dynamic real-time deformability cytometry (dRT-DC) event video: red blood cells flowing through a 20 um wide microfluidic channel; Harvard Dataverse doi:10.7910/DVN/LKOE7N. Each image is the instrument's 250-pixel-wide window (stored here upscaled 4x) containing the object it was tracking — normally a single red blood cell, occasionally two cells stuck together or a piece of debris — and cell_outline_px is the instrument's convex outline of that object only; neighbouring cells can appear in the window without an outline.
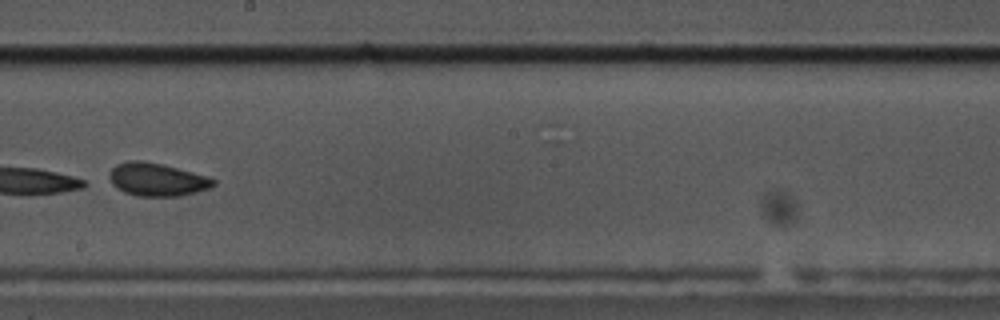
{"species": "common noctule bat (a hibernating species)", "species_latin": "Nyctalus noctula", "temperature_condition": "cold", "stored_images_in_passage": 10, "camera_frame_rate_fps": 3000, "um_per_image_px": 0.085, "animal": {"sex": "male", "body_mass_g": 17.5, "forearm_length_mm": 52.3}, "frame": {"image": 1, "passage_image": 10, "time_ms": 3.0, "image_size_px": [1000, 320], "cell_outline_px": [[216, 184], [208, 188], [196, 192], [180, 196], [136, 196], [124, 192], [116, 188], [112, 184], [108, 176], [108, 172], [116, 164], [128, 160], [140, 160], [160, 164], [208, 176], [216, 180]], "centroid_in_image_um": [13.3, 15.26], "position_along_channel_um": 234.9, "area_um2": 20.06}}